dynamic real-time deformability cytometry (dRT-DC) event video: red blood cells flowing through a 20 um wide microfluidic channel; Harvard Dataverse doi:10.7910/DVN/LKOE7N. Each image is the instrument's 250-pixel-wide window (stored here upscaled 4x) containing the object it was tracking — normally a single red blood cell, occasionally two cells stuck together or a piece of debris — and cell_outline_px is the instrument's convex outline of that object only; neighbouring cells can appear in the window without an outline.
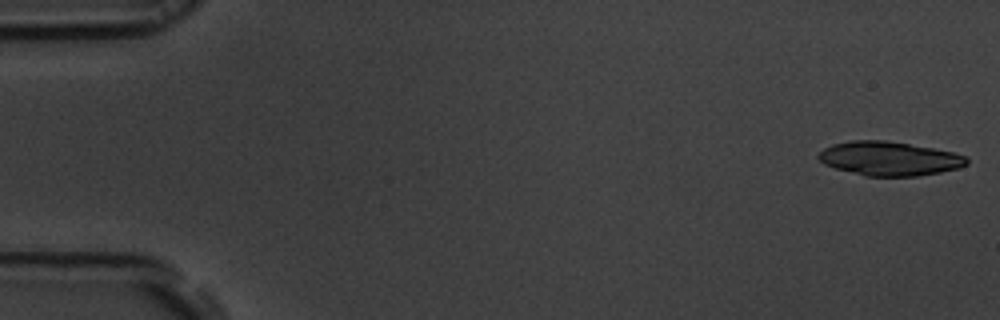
{"species": "common noctule bat (a hibernating species)", "species_latin": "Nyctalus noctula", "temperature_condition": "room temperature", "stored_images_in_passage": 13, "camera_frame_rate_fps": 3000, "um_per_image_px": 0.085, "animal": {"sex": "male", "body_mass_g": 19.5, "forearm_length_mm": 54.6}, "frame": {"image": 1, "passage_image": 1, "time_ms": 0.0, "image_size_px": [1000, 320], "cell_outline_px": [[968, 164], [956, 168], [940, 172], [916, 176], [864, 176], [836, 168], [824, 164], [816, 156], [824, 148], [832, 144], [852, 140], [884, 140], [932, 148], [952, 152], [968, 156]], "centroid_in_image_um": [75.57, 13.48], "position_along_channel_um": 9.4, "area_um2": 29.25}}